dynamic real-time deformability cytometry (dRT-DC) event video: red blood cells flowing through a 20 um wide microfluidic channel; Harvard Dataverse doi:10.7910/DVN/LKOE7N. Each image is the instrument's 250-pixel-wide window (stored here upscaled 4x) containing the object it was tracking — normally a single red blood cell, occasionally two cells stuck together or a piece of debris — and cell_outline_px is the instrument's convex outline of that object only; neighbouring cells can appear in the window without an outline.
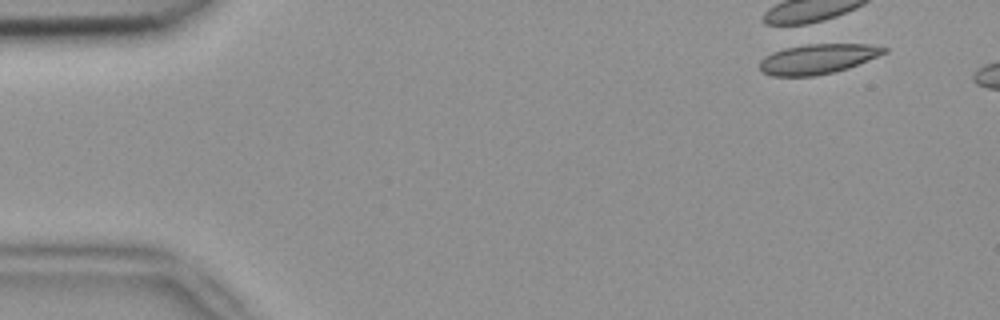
{"species": "common noctule bat (a hibernating species)", "species_latin": "Nyctalus noctula", "temperature_condition": "room temperature", "stored_images_in_passage": 1, "camera_frame_rate_fps": 3000, "um_per_image_px": 0.085, "animal": {"sex": "female", "body_mass_g": 18.4}, "frame": {"image": 1, "passage_image": 1, "time_ms": 0.0, "image_size_px": [1000, 320], "cell_outline_px": [[888, 52], [848, 68], [816, 76], [772, 76], [764, 72], [760, 68], [760, 60], [764, 56], [772, 52], [784, 48], [808, 44], [868, 44], [888, 48]], "centroid_in_image_um": [69.5, 5.0], "position_along_channel_um": 15.5, "area_um2": 21.62}}